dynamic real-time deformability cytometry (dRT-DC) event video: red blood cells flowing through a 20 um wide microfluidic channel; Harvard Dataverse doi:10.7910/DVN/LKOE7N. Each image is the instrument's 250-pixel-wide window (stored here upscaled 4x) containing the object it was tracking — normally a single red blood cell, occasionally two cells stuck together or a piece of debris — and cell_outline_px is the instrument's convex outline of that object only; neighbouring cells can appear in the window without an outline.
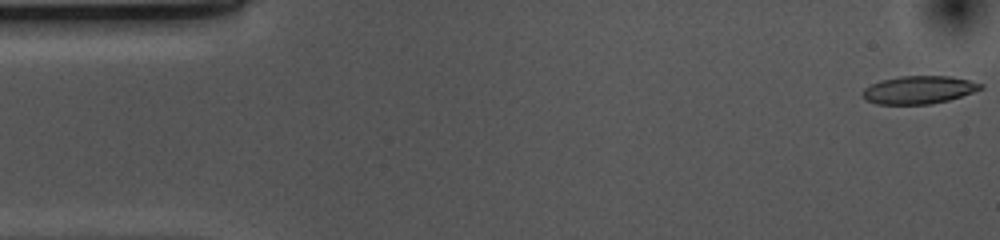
{"species": "common noctule bat (a hibernating species)", "species_latin": "Nyctalus noctula", "temperature_condition": "cold", "stored_images_in_passage": 43, "camera_frame_rate_fps": 3000, "um_per_image_px": 0.085, "animal": {"sex": "female", "body_mass_g": 10.0, "forearm_length_mm": 53.1}, "frame": {"image": 1, "passage_image": 1, "time_ms": 0.0, "image_size_px": [1000, 240], "cell_outline_px": [[984, 88], [948, 100], [932, 104], [876, 104], [868, 100], [860, 92], [864, 88], [880, 80], [900, 76], [948, 76], [968, 80], [984, 84]], "centroid_in_image_um": [78.09, 7.63], "position_along_channel_um": 6.9, "area_um2": 19.07}}
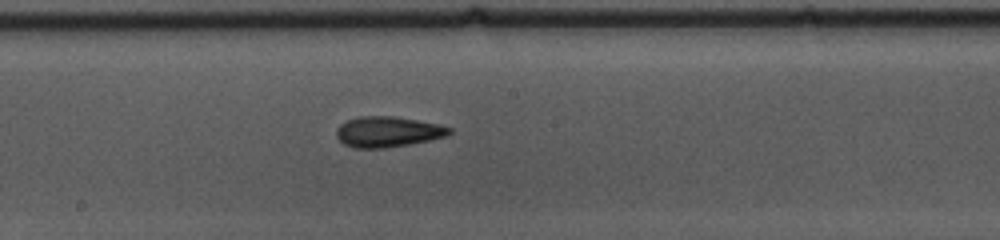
{"frame": {"image": 2, "passage_image": 27, "time_ms": 8.667, "image_size_px": [1000, 240], "cell_outline_px": [[452, 132], [448, 136], [408, 144], [384, 148], [356, 148], [344, 144], [336, 136], [336, 128], [340, 124], [348, 120], [360, 116], [392, 116], [440, 124], [452, 128]], "centroid_in_image_um": [32.96, 11.2], "position_along_channel_um": 215.2, "area_um2": 20.06}}
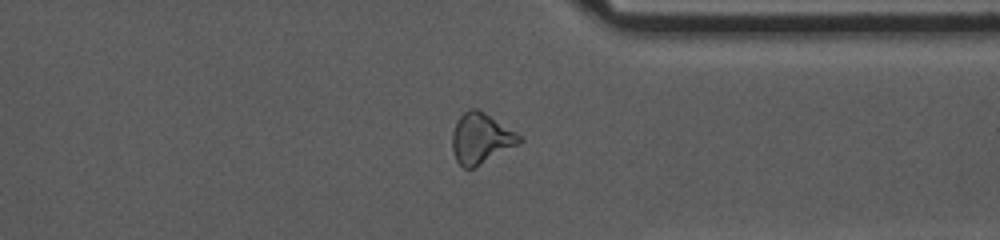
{"frame": {"image": 3, "passage_image": 40, "time_ms": 13.0, "image_size_px": [1000, 240], "cell_outline_px": [[524, 140], [520, 144], [476, 168], [464, 168], [456, 160], [452, 148], [452, 132], [456, 120], [468, 108], [476, 108], [484, 112], [516, 132]], "centroid_in_image_um": [40.88, 11.78], "position_along_channel_um": 370.5, "area_um2": 20.0}}